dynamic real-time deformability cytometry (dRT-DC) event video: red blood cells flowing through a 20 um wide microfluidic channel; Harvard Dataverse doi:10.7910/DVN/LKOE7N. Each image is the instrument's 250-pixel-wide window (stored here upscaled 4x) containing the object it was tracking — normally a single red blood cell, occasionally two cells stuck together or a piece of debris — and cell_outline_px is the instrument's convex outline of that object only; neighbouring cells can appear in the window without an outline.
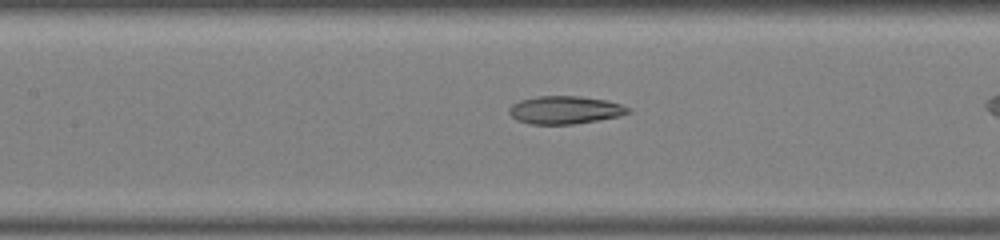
{"species": "common noctule bat (a hibernating species)", "species_latin": "Nyctalus noctula", "temperature_condition": "warm", "stored_images_in_passage": 29, "camera_frame_rate_fps": 3000, "um_per_image_px": 0.085, "animal": {"sex": "male", "body_mass_g": 19.0, "forearm_length_mm": 50.8}, "frame": {"image": 1, "passage_image": 13, "time_ms": 4.0, "image_size_px": [1000, 240], "cell_outline_px": [[632, 112], [620, 116], [572, 124], [532, 124], [516, 120], [508, 112], [508, 108], [512, 104], [520, 100], [536, 96], [580, 96], [608, 100], [632, 108]], "centroid_in_image_um": [48.04, 9.34], "position_along_channel_um": 159.4, "area_um2": 19.48}}
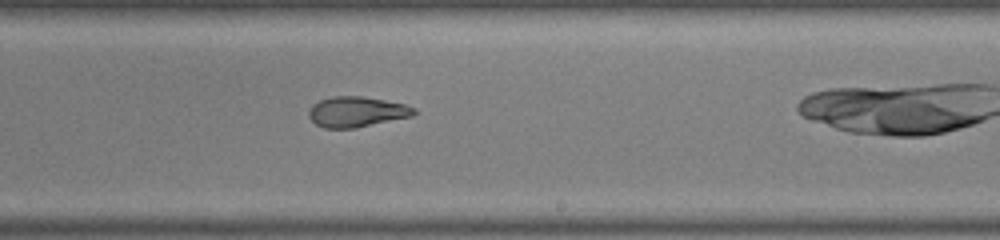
{"frame": {"image": 2, "passage_image": 20, "time_ms": 6.333, "image_size_px": [1000, 240], "cell_outline_px": [[416, 112], [412, 116], [356, 128], [324, 128], [316, 124], [308, 116], [308, 112], [312, 104], [320, 100], [332, 96], [364, 96], [404, 104], [416, 108]], "centroid_in_image_um": [30.3, 9.5], "position_along_channel_um": 258.7, "area_um2": 18.67}}
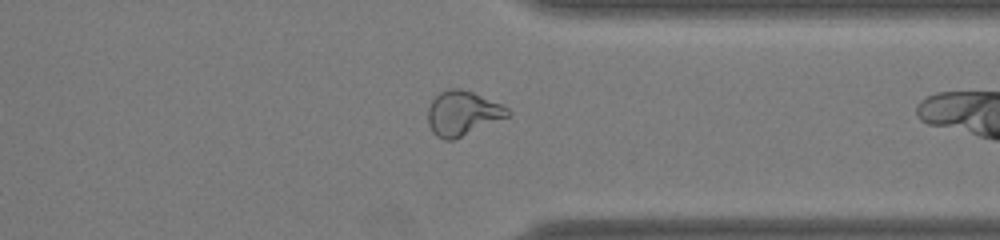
{"frame": {"image": 3, "passage_image": 28, "time_ms": 9.0, "image_size_px": [1000, 240], "cell_outline_px": [[512, 112], [508, 116], [452, 140], [444, 140], [436, 136], [432, 132], [428, 124], [428, 108], [432, 100], [440, 92], [448, 88], [460, 88], [472, 92], [500, 104], [508, 108]], "centroid_in_image_um": [39.28, 9.62], "position_along_channel_um": 372.1, "area_um2": 20.4}}